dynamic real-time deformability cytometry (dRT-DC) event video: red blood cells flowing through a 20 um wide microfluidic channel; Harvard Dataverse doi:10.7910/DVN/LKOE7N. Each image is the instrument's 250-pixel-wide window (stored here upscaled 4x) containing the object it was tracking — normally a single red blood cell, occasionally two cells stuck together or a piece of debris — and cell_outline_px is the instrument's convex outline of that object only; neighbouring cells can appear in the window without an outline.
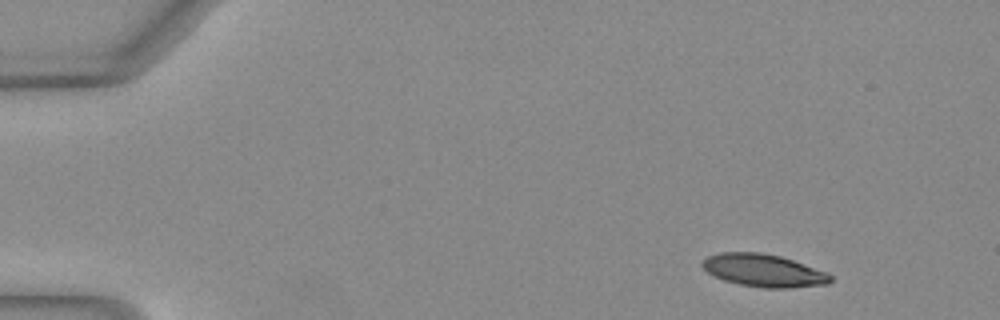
{"species": "Egyptian fruit bat (a non-hibernating species)", "species_latin": "Rousettus aegyptiacus", "temperature_condition": "warm", "stored_images_in_passage": 46, "camera_frame_rate_fps": 3000, "um_per_image_px": 0.085, "animal": {"sex": "female"}, "frame": {"image": 1, "passage_image": 1, "time_ms": 0.0, "image_size_px": [1000, 320], "cell_outline_px": [[832, 280], [828, 284], [788, 288], [764, 288], [740, 284], [724, 280], [708, 272], [700, 264], [708, 256], [720, 252], [760, 252], [780, 256], [828, 272], [832, 276]], "centroid_in_image_um": [64.93, 22.99], "position_along_channel_um": 20.1, "area_um2": 24.28}}
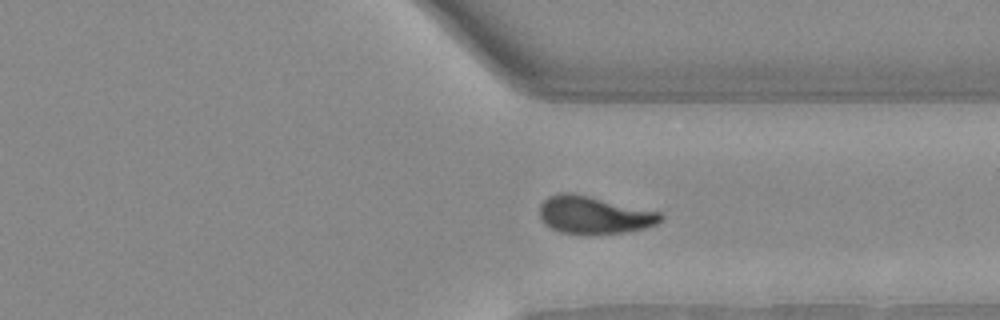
{"frame": {"image": 2, "passage_image": 34, "time_ms": 11.0, "image_size_px": [1000, 320], "cell_outline_px": [[664, 216], [656, 224], [644, 228], [624, 232], [584, 236], [560, 232], [548, 228], [544, 224], [540, 216], [540, 204], [548, 196], [568, 192], [660, 212]], "centroid_in_image_um": [50.44, 18.31], "position_along_channel_um": 361.0, "area_um2": 26.53}}
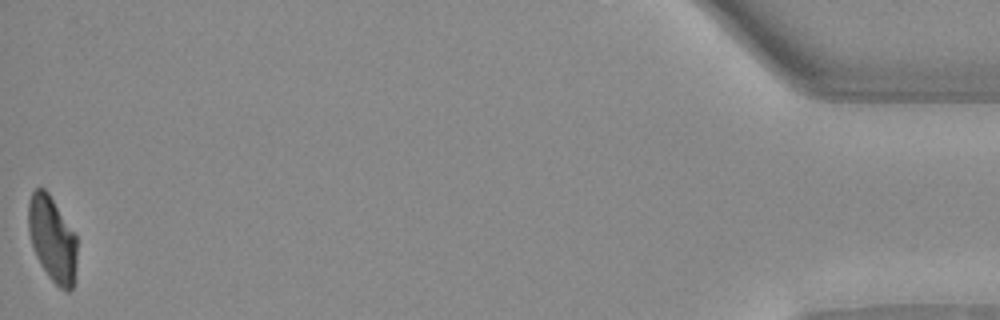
{"frame": {"image": 3, "passage_image": 46, "time_ms": 15.0, "image_size_px": [1000, 320], "cell_outline_px": [[76, 268], [72, 288], [68, 292], [60, 288], [48, 276], [36, 256], [28, 232], [28, 200], [32, 192], [36, 188], [44, 188], [48, 192], [76, 236]], "centroid_in_image_um": [4.43, 20.32], "position_along_channel_um": 430.8, "area_um2": 23.99}, "authors_computed_cell_mechanics": {"area_um2": 26.0678, "velocity_mm_per_s": 4.0747, "shape_relaxation_time_tau1_ms": 7.9144, "shape_relaxation_time_tau2_ms": 1.4333, "deformation_change_tau1": 0.2539, "deformation_change_tau2": 0.0732}}